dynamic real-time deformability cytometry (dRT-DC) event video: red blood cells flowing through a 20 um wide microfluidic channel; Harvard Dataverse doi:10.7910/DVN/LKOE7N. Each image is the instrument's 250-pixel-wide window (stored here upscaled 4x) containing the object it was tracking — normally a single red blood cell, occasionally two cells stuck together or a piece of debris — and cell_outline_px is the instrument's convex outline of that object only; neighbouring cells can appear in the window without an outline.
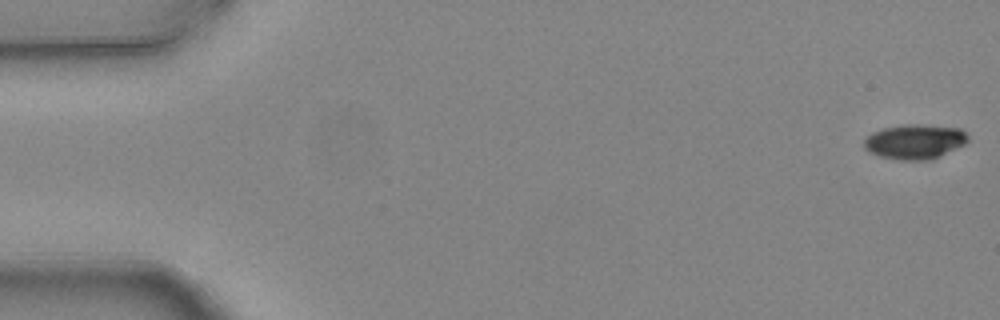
{"species": "common noctule bat (a hibernating species)", "species_latin": "Nyctalus noctula", "temperature_condition": "warm", "stored_images_in_passage": 4, "camera_frame_rate_fps": 3000, "um_per_image_px": 0.085, "animal": {"sex": "female", "body_mass_g": 24.6, "forearm_length_mm": 56.2}, "frame": {"image": 1, "passage_image": 1, "time_ms": 0.0, "image_size_px": [1000, 320], "cell_outline_px": [[968, 140], [964, 144], [932, 160], [900, 160], [880, 156], [868, 152], [864, 148], [864, 140], [872, 132], [884, 128], [904, 124], [920, 124], [960, 128], [968, 136]], "centroid_in_image_um": [77.74, 12.04], "position_along_channel_um": 7.3, "area_um2": 21.04}}
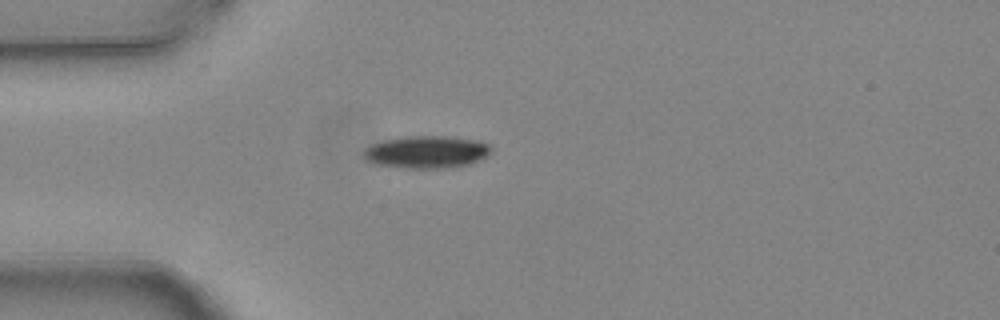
{"frame": {"image": 2, "passage_image": 4, "time_ms": 1.0, "image_size_px": [1000, 320], "cell_outline_px": [[492, 152], [468, 164], [440, 168], [404, 168], [376, 164], [368, 160], [364, 156], [364, 148], [372, 144], [384, 140], [404, 136], [452, 136], [476, 140], [488, 144], [492, 148]], "centroid_in_image_um": [36.24, 12.9], "position_along_channel_um": 48.8, "area_um2": 23.87}}